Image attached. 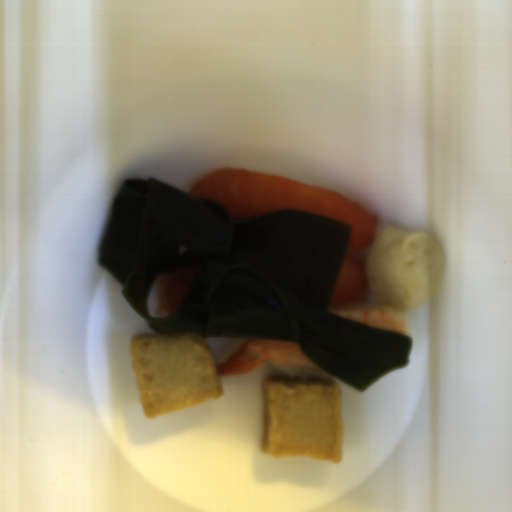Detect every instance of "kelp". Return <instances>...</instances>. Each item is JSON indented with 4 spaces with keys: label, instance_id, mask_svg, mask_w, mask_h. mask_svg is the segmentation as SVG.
<instances>
[{
    "label": "kelp",
    "instance_id": "99668d17",
    "mask_svg": "<svg viewBox=\"0 0 512 512\" xmlns=\"http://www.w3.org/2000/svg\"><path fill=\"white\" fill-rule=\"evenodd\" d=\"M351 234L343 222L287 208L233 220L214 199L127 177L98 262L156 334L296 342L314 364L363 392L409 362L412 339L329 312ZM198 264L181 309L150 318L145 299L155 276Z\"/></svg>",
    "mask_w": 512,
    "mask_h": 512
}]
</instances>
